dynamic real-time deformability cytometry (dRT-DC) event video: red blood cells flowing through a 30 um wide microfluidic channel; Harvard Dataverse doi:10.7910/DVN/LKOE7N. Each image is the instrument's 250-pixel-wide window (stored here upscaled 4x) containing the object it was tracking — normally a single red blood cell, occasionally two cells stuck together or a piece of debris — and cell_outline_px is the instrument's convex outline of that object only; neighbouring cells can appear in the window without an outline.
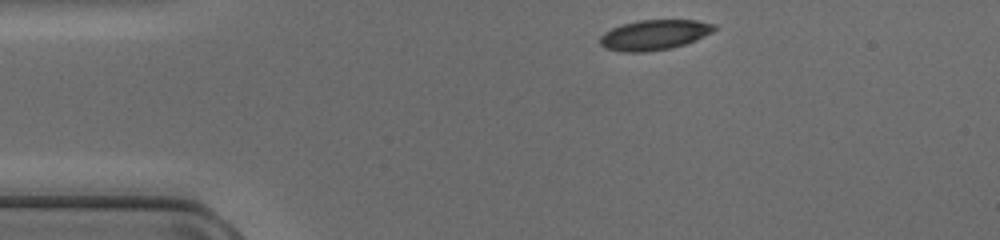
{"species": "common noctule bat (a hibernating species)", "species_latin": "Nyctalus noctula", "temperature_condition": "cold", "stored_images_in_passage": 40, "camera_frame_rate_fps": 3000, "um_per_image_px": 0.085, "animal": {"sex": "female", "body_mass_g": 17.0, "forearm_length_mm": 48.0}, "frame": {"image": 1, "passage_image": 1, "time_ms": 0.0, "image_size_px": [1000, 240], "cell_outline_px": [[716, 28], [712, 32], [696, 40], [672, 48], [644, 52], [624, 52], [604, 48], [600, 44], [600, 36], [604, 32], [612, 28], [624, 24], [640, 20], [696, 20], [716, 24]], "centroid_in_image_um": [55.61, 2.97], "position_along_channel_um": 29.4, "area_um2": 20.06}}
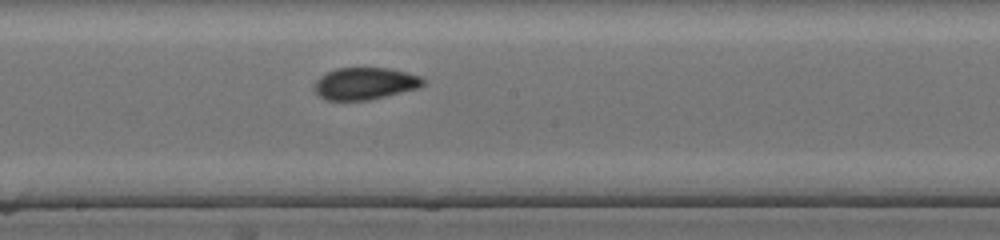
{"frame": {"image": 2, "passage_image": 18, "time_ms": 5.667, "image_size_px": [1000, 240], "cell_outline_px": [[428, 80], [424, 84], [416, 88], [368, 100], [328, 100], [320, 96], [312, 88], [316, 80], [320, 76], [336, 68], [388, 68], [408, 72], [420, 76]], "centroid_in_image_um": [31.02, 7.09], "position_along_channel_um": 217.2, "area_um2": 20.23}}
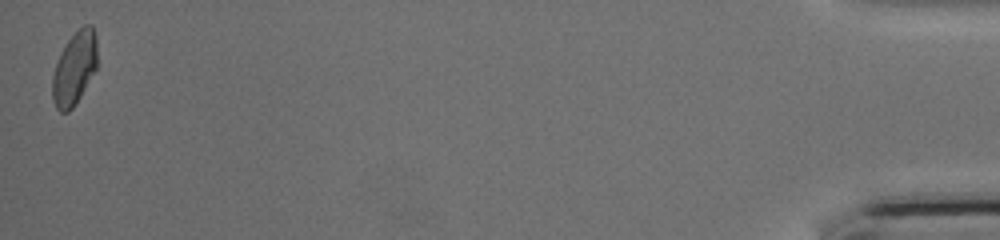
{"frame": {"image": 3, "passage_image": 40, "time_ms": 13.0, "image_size_px": [1000, 240], "cell_outline_px": [[96, 68], [80, 96], [72, 108], [68, 112], [60, 112], [56, 108], [52, 100], [52, 76], [60, 52], [68, 40], [84, 24], [92, 24], [96, 36]], "centroid_in_image_um": [6.31, 5.8], "position_along_channel_um": 428.9, "area_um2": 18.9}}